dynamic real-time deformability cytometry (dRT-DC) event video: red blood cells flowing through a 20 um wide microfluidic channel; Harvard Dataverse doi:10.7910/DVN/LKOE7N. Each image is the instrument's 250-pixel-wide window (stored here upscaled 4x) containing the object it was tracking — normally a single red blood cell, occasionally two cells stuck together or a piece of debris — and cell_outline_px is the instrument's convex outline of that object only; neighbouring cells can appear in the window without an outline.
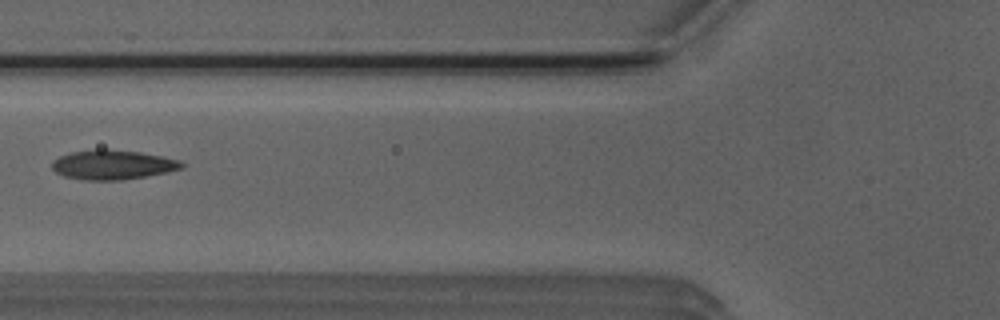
{"species": "Egyptian fruit bat (a non-hibernating species)", "species_latin": "Rousettus aegyptiacus", "temperature_condition": "room temperature", "stored_images_in_passage": 7, "camera_frame_rate_fps": 3000, "um_per_image_px": 0.085, "animal": {"sex": "male"}, "frame": {"image": 1, "passage_image": 6, "time_ms": 5.667, "image_size_px": [1000, 320], "cell_outline_px": [[184, 164], [180, 168], [164, 172], [144, 176], [120, 180], [80, 180], [64, 176], [56, 172], [52, 168], [52, 160], [60, 156], [72, 152], [96, 148], [104, 148], [140, 152], [180, 160]], "centroid_in_image_um": [9.51, 13.99], "position_along_channel_um": 116.3, "area_um2": 22.2}}